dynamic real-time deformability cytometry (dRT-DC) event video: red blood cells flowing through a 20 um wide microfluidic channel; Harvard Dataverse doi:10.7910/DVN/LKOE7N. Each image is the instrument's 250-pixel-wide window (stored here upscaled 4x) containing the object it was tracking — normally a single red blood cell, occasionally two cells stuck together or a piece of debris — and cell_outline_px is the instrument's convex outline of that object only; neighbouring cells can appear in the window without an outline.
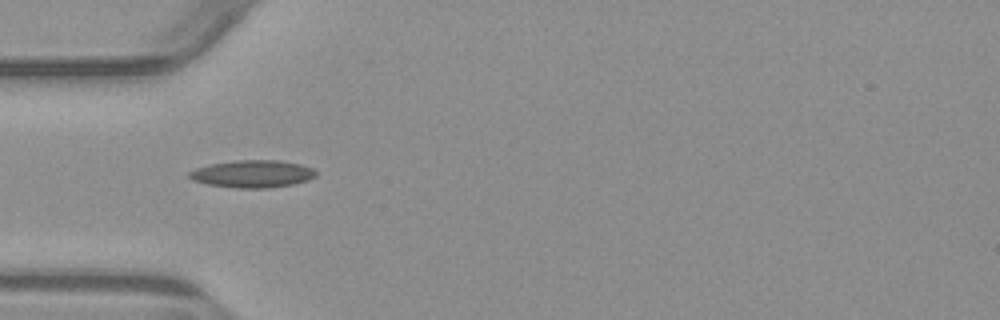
{"species": "common noctule bat (a hibernating species)", "species_latin": "Nyctalus noctula", "temperature_condition": "warm", "stored_images_in_passage": 7, "camera_frame_rate_fps": 3000, "um_per_image_px": 0.085, "animal": {"sex": "male", "body_mass_g": 23.1, "forearm_length_mm": 52.7}, "frame": {"image": 1, "passage_image": 5, "time_ms": 5.0, "image_size_px": [1000, 320], "cell_outline_px": [[316, 176], [308, 180], [292, 184], [268, 188], [236, 188], [208, 184], [192, 180], [188, 176], [188, 172], [196, 168], [212, 164], [232, 160], [280, 160], [300, 164], [312, 168], [316, 172]], "centroid_in_image_um": [21.46, 14.77], "position_along_channel_um": 63.5, "area_um2": 20.23}}
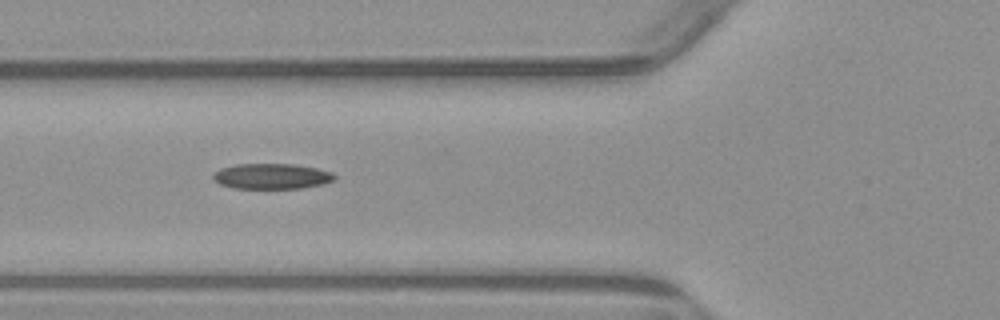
{"frame": {"image": 2, "passage_image": 6, "time_ms": 6.0, "image_size_px": [1000, 320], "cell_outline_px": [[336, 176], [332, 180], [324, 184], [300, 188], [232, 188], [220, 184], [212, 176], [220, 168], [236, 164], [292, 164], [316, 168], [332, 172]], "centroid_in_image_um": [23.09, 14.98], "position_along_channel_um": 102.7, "area_um2": 17.86}}
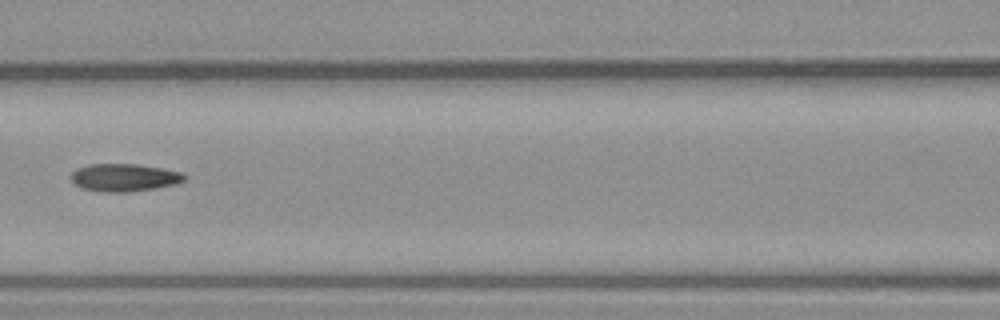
{"frame": {"image": 3, "passage_image": 7, "time_ms": 7.333, "image_size_px": [1000, 320], "cell_outline_px": [[188, 176], [184, 180], [176, 184], [156, 188], [128, 192], [104, 192], [80, 188], [72, 180], [72, 172], [76, 168], [88, 164], [136, 164], [160, 168], [180, 172]], "centroid_in_image_um": [10.55, 15.09], "position_along_channel_um": 156.0, "area_um2": 18.26}}